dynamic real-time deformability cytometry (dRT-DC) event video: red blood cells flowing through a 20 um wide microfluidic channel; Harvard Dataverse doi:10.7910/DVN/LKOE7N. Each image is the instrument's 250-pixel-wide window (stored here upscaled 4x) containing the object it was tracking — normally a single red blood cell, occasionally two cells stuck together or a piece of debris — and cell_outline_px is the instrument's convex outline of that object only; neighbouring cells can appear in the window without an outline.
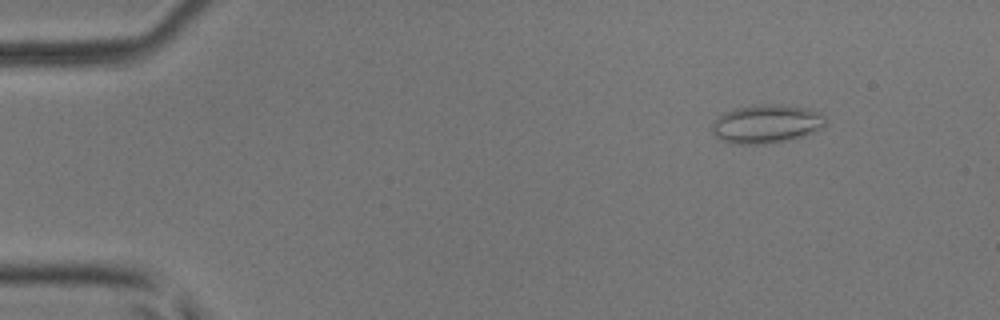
{"species": "common noctule bat (a hibernating species)", "species_latin": "Nyctalus noctula", "temperature_condition": "room temperature", "stored_images_in_passage": 5, "camera_frame_rate_fps": 3000, "um_per_image_px": 0.085, "animal": {"sex": "male", "body_mass_g": 17.9, "forearm_length_mm": 54.2}, "frame": {"image": 1, "passage_image": 1, "time_ms": 0.0, "image_size_px": [1000, 320], "cell_outline_px": [[824, 124], [820, 128], [812, 132], [792, 140], [764, 144], [732, 144], [720, 140], [712, 132], [712, 124], [724, 112], [736, 108], [760, 104], [780, 104], [808, 108], [824, 116]], "centroid_in_image_um": [65.11, 10.54], "position_along_channel_um": 19.9, "area_um2": 25.43}}
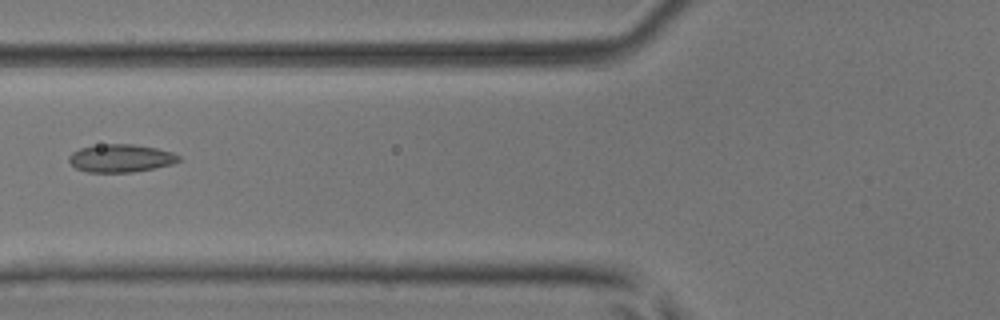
{"frame": {"image": 2, "passage_image": 5, "time_ms": 1.333, "image_size_px": [1000, 320], "cell_outline_px": [[180, 160], [172, 164], [156, 168], [132, 172], [88, 172], [76, 168], [68, 160], [68, 156], [72, 152], [80, 148], [100, 144], [132, 144], [156, 148], [172, 152], [180, 156]], "centroid_in_image_um": [10.26, 13.45], "position_along_channel_um": 115.5, "area_um2": 17.86}}